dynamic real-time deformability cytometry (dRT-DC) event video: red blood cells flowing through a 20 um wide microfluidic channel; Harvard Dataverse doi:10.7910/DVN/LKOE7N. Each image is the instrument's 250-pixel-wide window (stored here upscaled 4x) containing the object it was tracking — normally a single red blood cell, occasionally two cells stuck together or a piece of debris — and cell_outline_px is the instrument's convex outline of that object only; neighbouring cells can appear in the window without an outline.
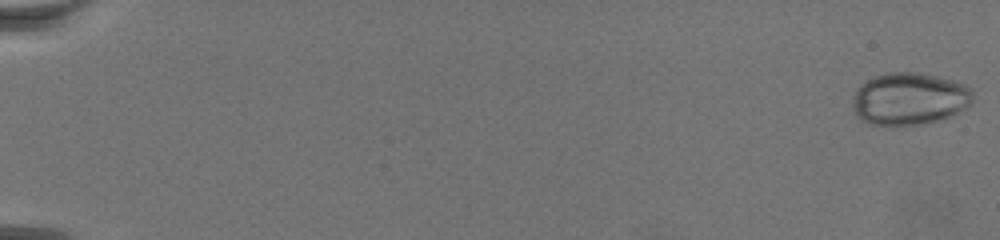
{"species": "common noctule bat (a hibernating species)", "species_latin": "Nyctalus noctula", "temperature_condition": "warm", "stored_images_in_passage": 72, "camera_frame_rate_fps": 3000, "um_per_image_px": 0.085, "animal": {"sex": "female", "body_mass_g": 19.5, "forearm_length_mm": 54.1}, "frame": {"image": 1, "passage_image": 1, "time_ms": 0.0, "image_size_px": [1000, 240], "cell_outline_px": [[972, 100], [968, 108], [948, 116], [936, 120], [920, 124], [868, 124], [856, 116], [852, 108], [852, 96], [856, 88], [860, 84], [876, 76], [888, 72], [916, 72], [956, 80], [972, 88]], "centroid_in_image_um": [77.28, 8.38], "position_along_channel_um": 7.7, "area_um2": 36.7}}
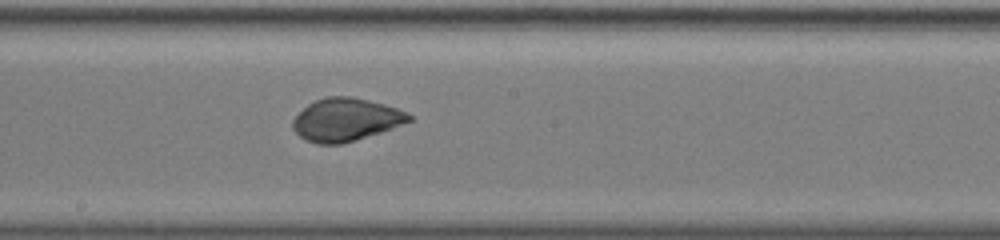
{"frame": {"image": 2, "passage_image": 43, "time_ms": 14.0, "image_size_px": [1000, 240], "cell_outline_px": [[412, 120], [392, 128], [344, 144], [316, 144], [304, 140], [292, 128], [292, 120], [308, 104], [324, 96], [352, 96], [384, 104], [408, 112], [412, 116]], "centroid_in_image_um": [29.38, 10.17], "position_along_channel_um": 218.8, "area_um2": 29.07}}
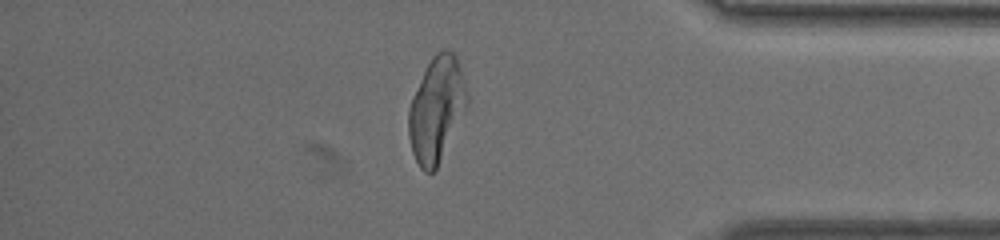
{"frame": {"image": 3, "passage_image": 63, "time_ms": 20.667, "image_size_px": [1000, 240], "cell_outline_px": [[468, 104], [436, 168], [432, 172], [424, 172], [420, 168], [412, 152], [408, 136], [408, 108], [412, 96], [432, 56], [436, 52], [444, 48], [452, 52], [456, 56], [460, 64], [468, 96]], "centroid_in_image_um": [37.09, 9.27], "position_along_channel_um": 398.1, "area_um2": 35.43}}